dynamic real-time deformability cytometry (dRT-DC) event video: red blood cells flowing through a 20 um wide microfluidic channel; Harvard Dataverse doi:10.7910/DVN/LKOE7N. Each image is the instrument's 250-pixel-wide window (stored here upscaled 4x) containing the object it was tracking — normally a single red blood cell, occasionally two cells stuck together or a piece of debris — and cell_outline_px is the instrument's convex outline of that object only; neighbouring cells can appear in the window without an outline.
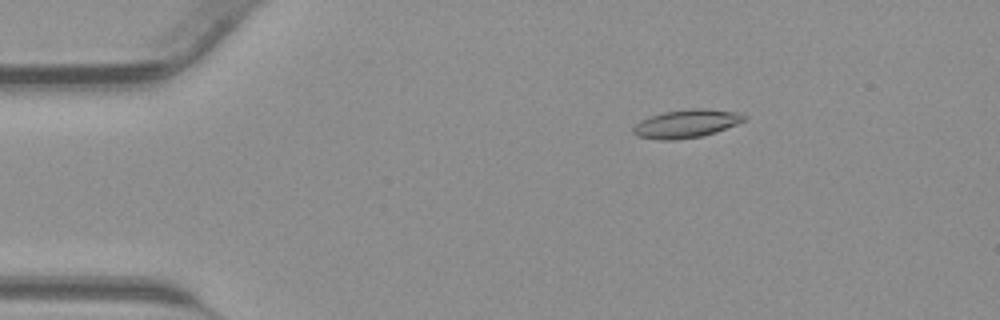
{"species": "common noctule bat (a hibernating species)", "species_latin": "Nyctalus noctula", "temperature_condition": "warm", "stored_images_in_passage": 44, "camera_frame_rate_fps": 3000, "um_per_image_px": 0.085, "animal": {"sex": "male", "body_mass_g": 23.1, "forearm_length_mm": 52.7}, "frame": {"image": 1, "passage_image": 8, "time_ms": 2.333, "image_size_px": [1000, 320], "cell_outline_px": [[748, 120], [716, 132], [700, 136], [672, 140], [660, 140], [636, 136], [632, 132], [632, 128], [640, 120], [648, 116], [664, 112], [692, 108], [704, 108], [740, 112], [748, 116]], "centroid_in_image_um": [58.37, 10.5], "position_along_channel_um": 26.6, "area_um2": 18.5}}
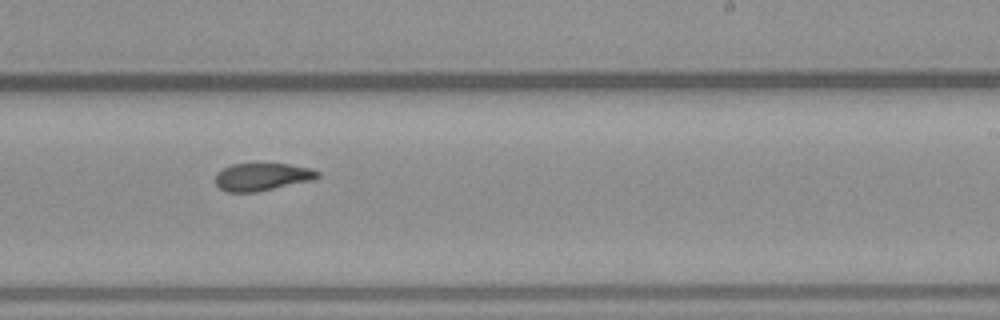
{"frame": {"image": 2, "passage_image": 27, "time_ms": 8.667, "image_size_px": [1000, 320], "cell_outline_px": [[320, 176], [312, 180], [256, 192], [228, 192], [220, 188], [216, 184], [216, 172], [232, 164], [288, 164], [312, 168], [320, 172]], "centroid_in_image_um": [22.29, 15.03], "position_along_channel_um": 266.7, "area_um2": 16.36}}
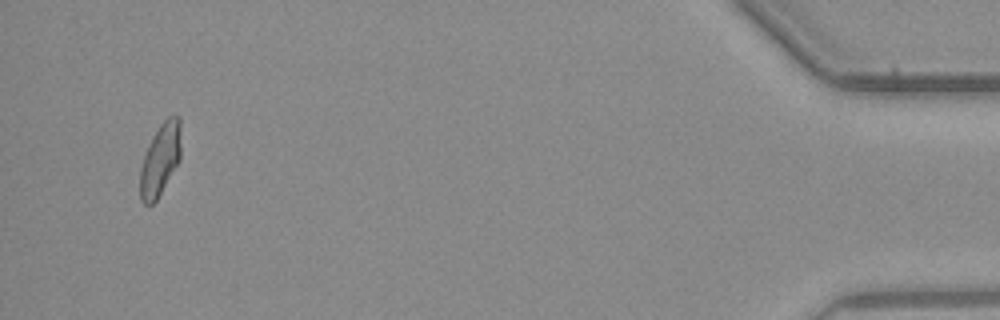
{"frame": {"image": 3, "passage_image": 42, "time_ms": 13.667, "image_size_px": [1000, 320], "cell_outline_px": [[180, 160], [156, 200], [152, 204], [144, 204], [140, 200], [140, 168], [148, 144], [152, 136], [160, 124], [168, 116], [176, 112], [180, 116]], "centroid_in_image_um": [13.62, 13.51], "position_along_channel_um": 421.6, "area_um2": 17.28}}